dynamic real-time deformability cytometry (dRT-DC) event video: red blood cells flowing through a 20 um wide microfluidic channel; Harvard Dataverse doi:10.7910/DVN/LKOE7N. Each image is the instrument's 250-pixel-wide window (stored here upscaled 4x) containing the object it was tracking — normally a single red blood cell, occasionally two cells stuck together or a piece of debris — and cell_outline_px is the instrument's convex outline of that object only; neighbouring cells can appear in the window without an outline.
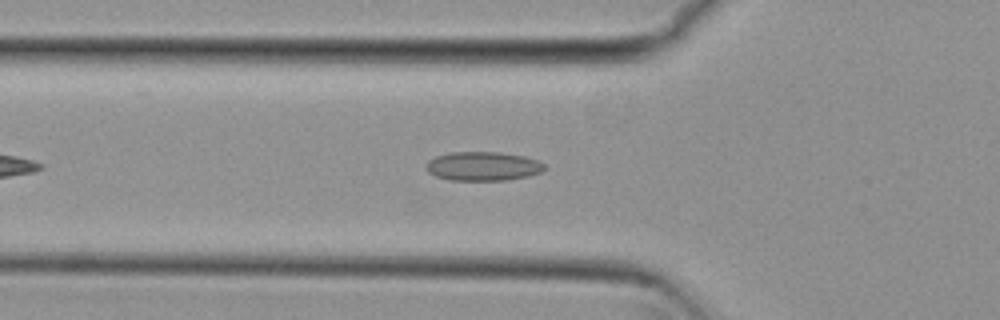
{"species": "common noctule bat (a hibernating species)", "species_latin": "Nyctalus noctula", "temperature_condition": "cold", "stored_images_in_passage": 42, "camera_frame_rate_fps": 3000, "um_per_image_px": 0.085, "animal": {"sex": "female", "body_mass_g": 29.2, "forearm_length_mm": 56.3}, "frame": {"image": 1, "passage_image": 9, "time_ms": 2.667, "image_size_px": [1000, 320], "cell_outline_px": [[548, 168], [540, 172], [528, 176], [508, 180], [452, 180], [436, 176], [428, 172], [428, 160], [436, 156], [452, 152], [500, 152], [524, 156], [536, 160], [544, 164]], "centroid_in_image_um": [41.09, 14.13], "position_along_channel_um": 84.7, "area_um2": 19.88}}
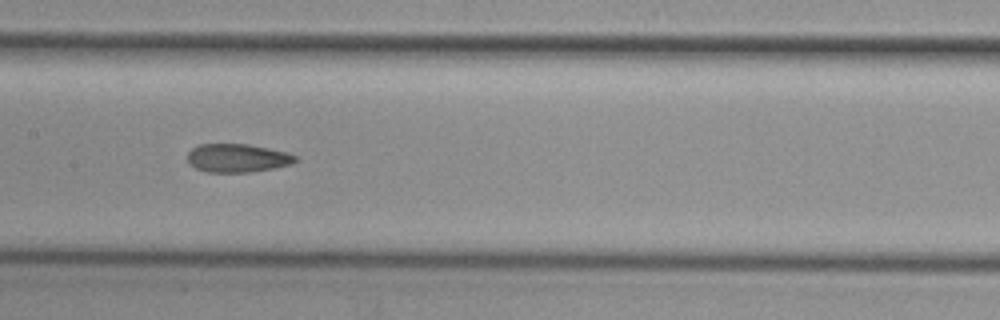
{"frame": {"image": 2, "passage_image": 17, "time_ms": 5.333, "image_size_px": [1000, 320], "cell_outline_px": [[300, 160], [292, 164], [272, 168], [248, 172], [208, 172], [196, 168], [188, 164], [188, 152], [192, 148], [200, 144], [248, 144], [268, 148], [284, 152], [296, 156]], "centroid_in_image_um": [20.17, 13.43], "position_along_channel_um": 187.2, "area_um2": 17.8}}
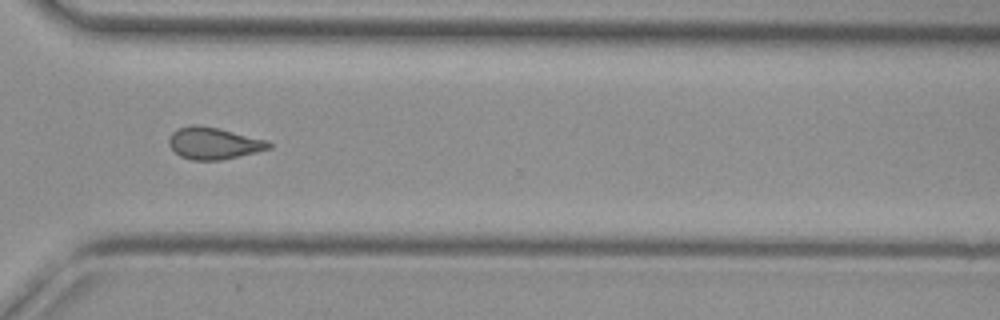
{"frame": {"image": 3, "passage_image": 30, "time_ms": 9.667, "image_size_px": [1000, 320], "cell_outline_px": [[272, 148], [256, 152], [220, 160], [192, 160], [180, 156], [168, 144], [168, 136], [176, 128], [192, 124], [196, 124], [216, 128], [268, 140], [272, 144]], "centroid_in_image_um": [18.14, 12.17], "position_along_channel_um": 352.5, "area_um2": 18.55}, "authors_computed_cell_mechanics": {"area_um2": 18.6405, "velocity_mm_per_s": 3.811, "shape_relaxation_time_tau1_ms": null, "shape_relaxation_time_tau2_ms": 2.6854, "deformation_change_tau1": null, "deformation_change_tau2": 0.1068}}